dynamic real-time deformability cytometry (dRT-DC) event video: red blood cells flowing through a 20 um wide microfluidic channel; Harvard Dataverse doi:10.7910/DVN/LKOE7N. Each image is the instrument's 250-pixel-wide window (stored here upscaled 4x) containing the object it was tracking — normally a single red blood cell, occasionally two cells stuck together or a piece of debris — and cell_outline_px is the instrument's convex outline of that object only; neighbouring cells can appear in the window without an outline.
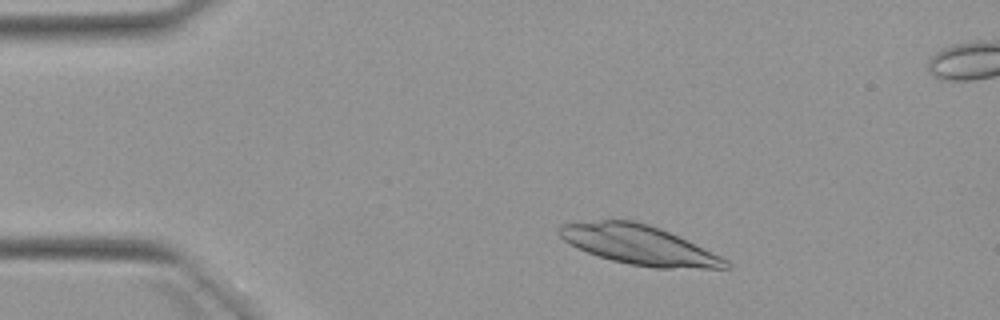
{"species": "Egyptian fruit bat (a non-hibernating species)", "species_latin": "Rousettus aegyptiacus", "temperature_condition": "warm", "stored_images_in_passage": 3, "camera_frame_rate_fps": 3000, "um_per_image_px": 0.085, "animal": {"sex": "female"}, "frame": {"image": 1, "passage_image": 1, "time_ms": 0.0, "image_size_px": [1000, 320], "cell_outline_px": [[732, 268], [652, 268], [628, 264], [612, 260], [588, 252], [564, 240], [560, 236], [556, 228], [560, 224], [600, 220], [632, 220], [648, 224], [660, 228], [688, 240], [728, 260], [732, 264]], "centroid_in_image_um": [54.34, 20.82], "position_along_channel_um": 30.7, "area_um2": 37.97}}